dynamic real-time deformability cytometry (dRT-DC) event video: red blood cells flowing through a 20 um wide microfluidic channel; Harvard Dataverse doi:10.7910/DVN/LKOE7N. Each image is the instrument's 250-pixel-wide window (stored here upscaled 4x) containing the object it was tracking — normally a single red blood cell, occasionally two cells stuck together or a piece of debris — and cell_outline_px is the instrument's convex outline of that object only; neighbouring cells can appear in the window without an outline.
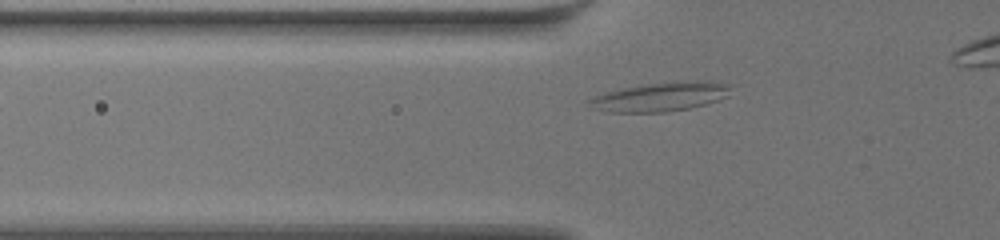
{"species": "common noctule bat (a hibernating species)", "species_latin": "Nyctalus noctula", "temperature_condition": "warm", "stored_images_in_passage": 36, "camera_frame_rate_fps": 3000, "um_per_image_px": 0.085, "animal": {"sex": "female", "body_mass_g": 19.5, "forearm_length_mm": 54.1}, "frame": {"image": 1, "passage_image": 3, "time_ms": 0.667, "image_size_px": [1000, 240], "cell_outline_px": [[728, 96], [704, 104], [688, 108], [664, 112], [608, 112], [592, 108], [588, 100], [604, 92], [652, 84], [708, 80], [724, 84], [728, 88]], "centroid_in_image_um": [56.1, 8.25], "position_along_channel_um": 69.7, "area_um2": 22.95}}
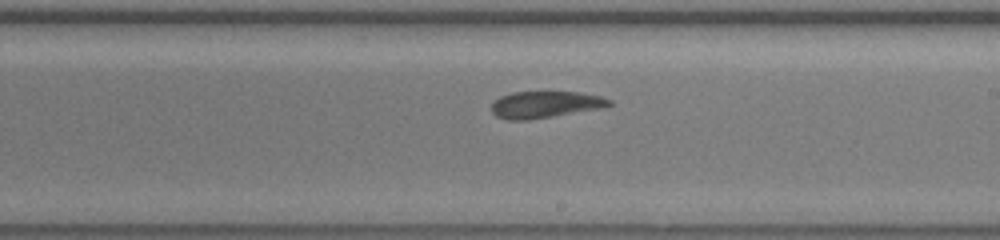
{"frame": {"image": 2, "passage_image": 18, "time_ms": 5.667, "image_size_px": [1000, 240], "cell_outline_px": [[612, 104], [600, 108], [528, 120], [508, 120], [496, 116], [492, 112], [492, 104], [500, 96], [512, 92], [580, 92], [600, 96], [612, 100]], "centroid_in_image_um": [46.32, 8.88], "position_along_channel_um": 242.7, "area_um2": 18.15}}
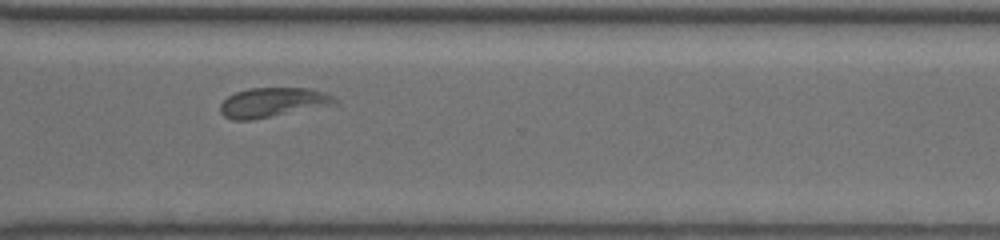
{"frame": {"image": 3, "passage_image": 27, "time_ms": 8.667, "image_size_px": [1000, 240], "cell_outline_px": [[336, 104], [252, 120], [232, 120], [224, 116], [220, 112], [220, 104], [228, 96], [236, 92], [248, 88], [308, 88], [324, 92], [332, 96], [336, 100]], "centroid_in_image_um": [23.14, 8.71], "position_along_channel_um": 347.5, "area_um2": 19.59}}